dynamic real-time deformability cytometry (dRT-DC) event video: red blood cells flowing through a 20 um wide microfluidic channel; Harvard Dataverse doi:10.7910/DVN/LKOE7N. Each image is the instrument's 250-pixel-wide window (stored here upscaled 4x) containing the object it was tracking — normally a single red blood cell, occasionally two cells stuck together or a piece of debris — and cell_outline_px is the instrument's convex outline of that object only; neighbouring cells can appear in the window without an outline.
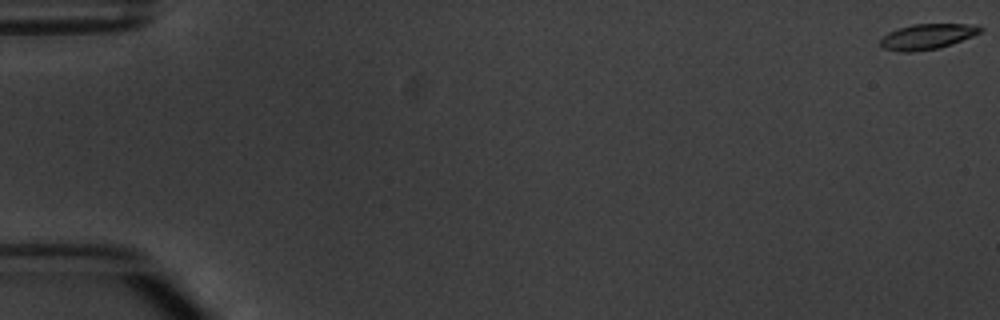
{"species": "common noctule bat (a hibernating species)", "species_latin": "Nyctalus noctula", "temperature_condition": "warm", "stored_images_in_passage": 5, "camera_frame_rate_fps": 3000, "um_per_image_px": 0.085, "animal": {"sex": "male", "body_mass_g": 20.1, "forearm_length_mm": 53.5}, "frame": {"image": 1, "passage_image": 1, "time_ms": 0.0, "image_size_px": [1000, 320], "cell_outline_px": [[984, 28], [980, 32], [972, 36], [952, 44], [936, 48], [912, 52], [900, 52], [884, 48], [880, 44], [880, 40], [888, 32], [896, 28], [912, 24], [976, 24]], "centroid_in_image_um": [78.81, 3.09], "position_along_channel_um": 6.2, "area_um2": 14.8}}
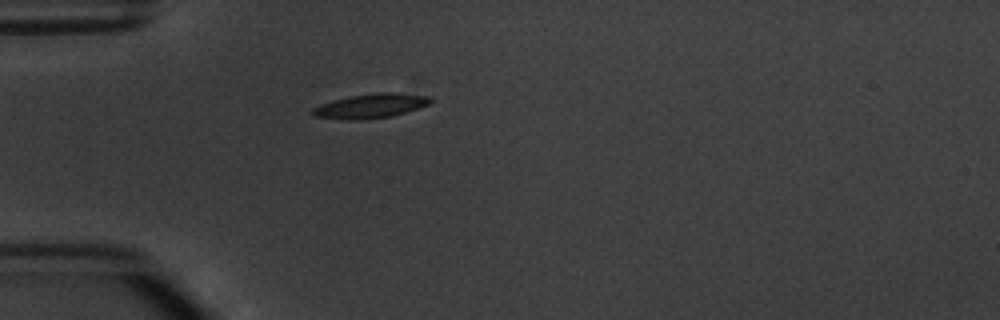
{"frame": {"image": 2, "passage_image": 5, "time_ms": 5.333, "image_size_px": [1000, 320], "cell_outline_px": [[436, 100], [428, 104], [392, 116], [360, 120], [348, 120], [312, 116], [312, 108], [320, 104], [332, 100], [348, 96], [380, 92], [396, 92], [428, 96]], "centroid_in_image_um": [31.48, 8.99], "position_along_channel_um": 53.5, "area_um2": 16.82}}